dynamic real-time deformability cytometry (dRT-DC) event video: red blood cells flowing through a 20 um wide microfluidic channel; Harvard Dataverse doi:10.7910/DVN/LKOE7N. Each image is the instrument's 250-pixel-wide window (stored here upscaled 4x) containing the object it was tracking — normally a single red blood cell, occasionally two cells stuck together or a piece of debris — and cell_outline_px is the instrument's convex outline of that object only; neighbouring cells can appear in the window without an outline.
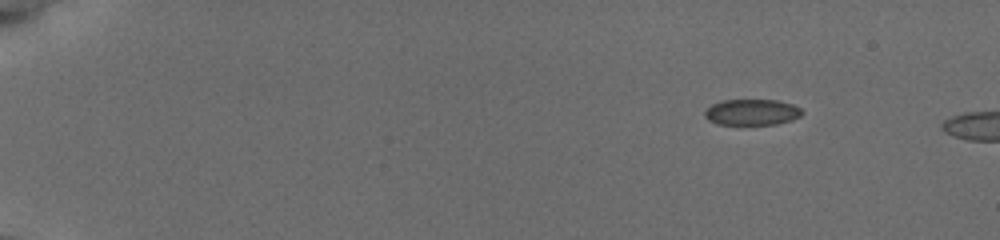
{"species": "common noctule bat (a hibernating species)", "species_latin": "Nyctalus noctula", "temperature_condition": "cold", "stored_images_in_passage": 50, "camera_frame_rate_fps": 3000, "um_per_image_px": 0.085, "animal": {"sex": "female", "body_mass_g": 19.5, "forearm_length_mm": 54.1}, "frame": {"image": 1, "passage_image": 1, "time_ms": 0.0, "image_size_px": [1000, 240], "cell_outline_px": [[804, 112], [800, 116], [792, 120], [776, 124], [716, 124], [708, 120], [704, 116], [704, 112], [712, 104], [720, 100], [776, 100], [792, 104], [800, 108]], "centroid_in_image_um": [63.9, 9.53], "position_along_channel_um": 21.1, "area_um2": 14.74}}
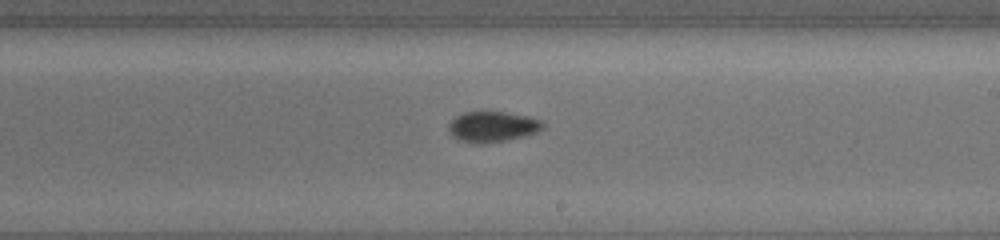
{"frame": {"image": 2, "passage_image": 29, "time_ms": 9.333, "image_size_px": [1000, 240], "cell_outline_px": [[544, 128], [536, 132], [524, 136], [508, 140], [488, 144], [472, 144], [460, 140], [452, 136], [448, 128], [448, 124], [456, 116], [464, 112], [504, 112], [528, 116], [544, 120]], "centroid_in_image_um": [41.87, 10.78], "position_along_channel_um": 247.1, "area_um2": 17.05}}
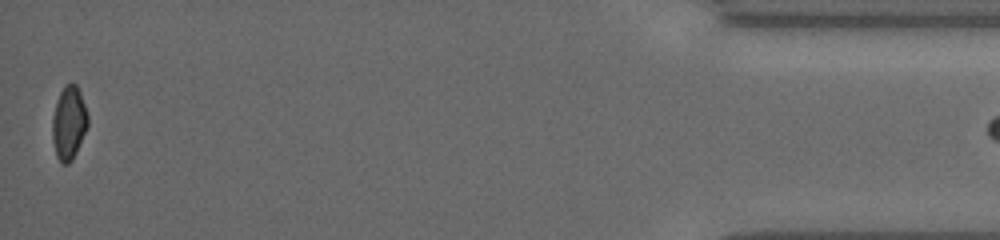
{"frame": {"image": 3, "passage_image": 49, "time_ms": 16.0, "image_size_px": [1000, 240], "cell_outline_px": [[88, 124], [76, 152], [72, 160], [68, 164], [60, 164], [56, 156], [52, 140], [52, 116], [56, 100], [64, 84], [76, 84], [80, 92], [88, 116]], "centroid_in_image_um": [5.82, 10.46], "position_along_channel_um": 429.4, "area_um2": 15.26}}